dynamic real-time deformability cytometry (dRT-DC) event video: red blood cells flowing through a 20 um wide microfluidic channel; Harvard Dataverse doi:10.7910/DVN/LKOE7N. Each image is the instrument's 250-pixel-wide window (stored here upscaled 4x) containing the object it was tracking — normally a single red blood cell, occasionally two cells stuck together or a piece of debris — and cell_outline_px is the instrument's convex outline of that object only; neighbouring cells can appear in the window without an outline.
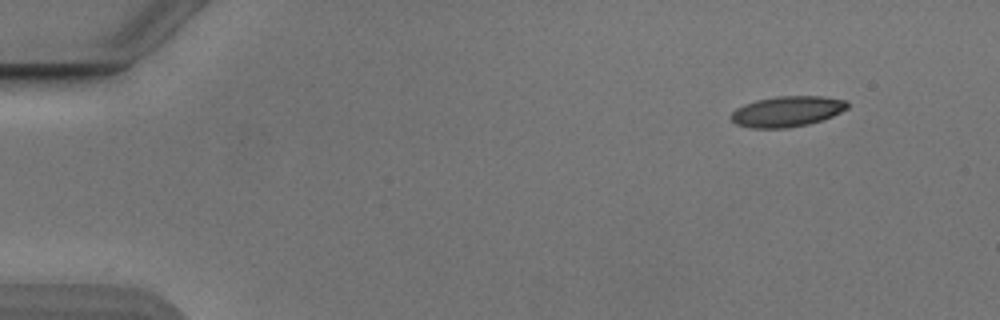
{"species": "Egyptian fruit bat (a non-hibernating species)", "species_latin": "Rousettus aegyptiacus", "temperature_condition": "cold", "stored_images_in_passage": 49, "camera_frame_rate_fps": 3000, "um_per_image_px": 0.085, "animal": {"sex": "male"}, "frame": {"image": 1, "passage_image": 1, "time_ms": 0.0, "image_size_px": [1000, 320], "cell_outline_px": [[848, 108], [832, 116], [808, 124], [788, 128], [752, 128], [736, 124], [732, 120], [732, 112], [736, 108], [744, 104], [756, 100], [776, 96], [820, 96], [848, 100]], "centroid_in_image_um": [66.91, 9.46], "position_along_channel_um": 18.1, "area_um2": 20.69}}
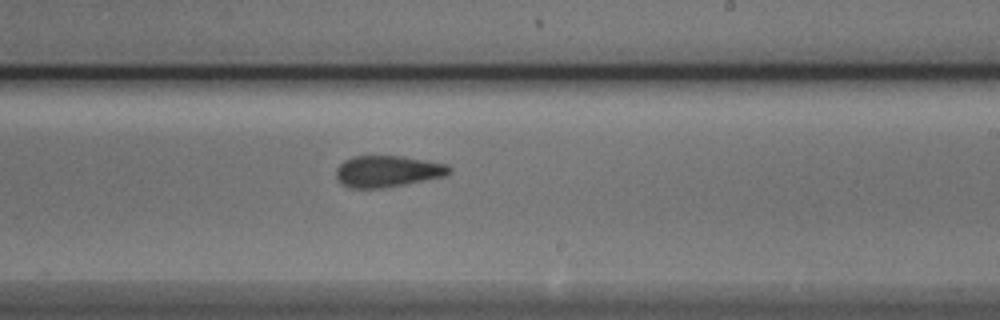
{"frame": {"image": 2, "passage_image": 28, "time_ms": 9.0, "image_size_px": [1000, 320], "cell_outline_px": [[452, 172], [448, 176], [404, 184], [380, 188], [352, 188], [344, 184], [336, 176], [336, 168], [344, 160], [352, 156], [400, 156], [448, 164], [452, 168]], "centroid_in_image_um": [32.99, 14.55], "position_along_channel_um": 256.0, "area_um2": 20.69}}
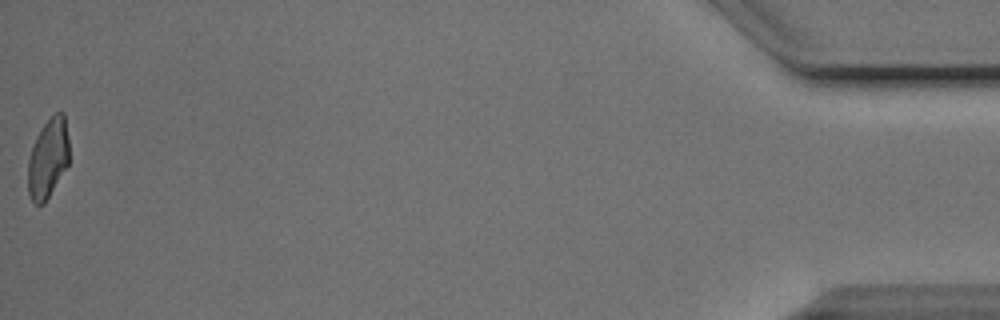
{"frame": {"image": 3, "passage_image": 49, "time_ms": 16.0, "image_size_px": [1000, 320], "cell_outline_px": [[68, 164], [44, 204], [36, 204], [32, 200], [28, 192], [28, 160], [36, 136], [44, 124], [56, 112], [64, 112], [68, 140]], "centroid_in_image_um": [4.08, 13.46], "position_along_channel_um": 431.1, "area_um2": 18.79}, "authors_computed_cell_mechanics": {"area_um2": 20.6924, "velocity_mm_per_s": 3.8593, "shape_relaxation_time_tau1_ms": null, "shape_relaxation_time_tau2_ms": 3.0828, "deformation_change_tau1": null, "deformation_change_tau2": 0.0885}}